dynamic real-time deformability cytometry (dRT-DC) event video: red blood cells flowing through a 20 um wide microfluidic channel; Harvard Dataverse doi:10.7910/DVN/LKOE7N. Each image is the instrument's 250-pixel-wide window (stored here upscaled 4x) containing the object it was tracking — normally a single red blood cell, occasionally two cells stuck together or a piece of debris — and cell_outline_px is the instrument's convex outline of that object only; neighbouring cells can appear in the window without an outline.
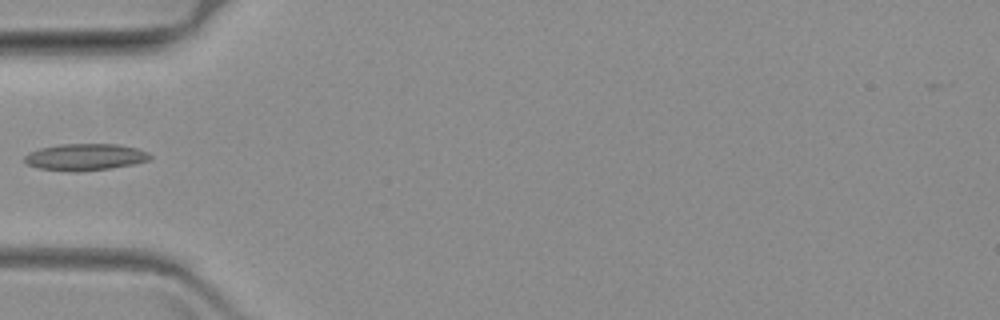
{"species": "common noctule bat (a hibernating species)", "species_latin": "Nyctalus noctula", "temperature_condition": "warm", "stored_images_in_passage": 3, "camera_frame_rate_fps": 3000, "um_per_image_px": 0.085, "animal": {"sex": "female", "body_mass_g": 19.3, "forearm_length_mm": 54.1}, "frame": {"image": 1, "passage_image": 1, "time_ms": 0.0, "image_size_px": [1000, 320], "cell_outline_px": [[152, 156], [148, 160], [132, 164], [112, 168], [72, 172], [68, 172], [36, 168], [28, 164], [24, 160], [24, 156], [28, 152], [40, 148], [60, 144], [120, 144], [136, 148], [148, 152]], "centroid_in_image_um": [7.2, 13.35], "position_along_channel_um": 77.8, "area_um2": 19.65}}